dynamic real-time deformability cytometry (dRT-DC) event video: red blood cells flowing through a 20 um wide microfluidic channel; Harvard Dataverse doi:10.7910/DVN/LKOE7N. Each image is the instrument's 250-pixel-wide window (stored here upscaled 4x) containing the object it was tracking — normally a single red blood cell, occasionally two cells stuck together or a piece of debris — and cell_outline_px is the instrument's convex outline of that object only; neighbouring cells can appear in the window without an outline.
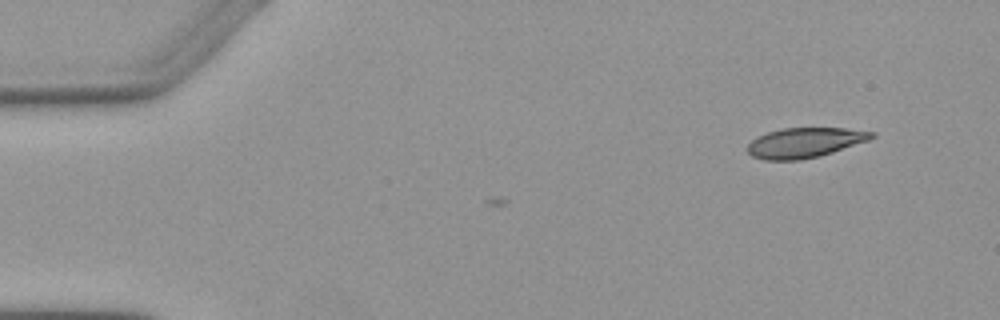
{"species": "Egyptian fruit bat (a non-hibernating species)", "species_latin": "Rousettus aegyptiacus", "temperature_condition": "warm", "stored_images_in_passage": 2, "camera_frame_rate_fps": 3000, "um_per_image_px": 0.085, "animal": {"sex": "female"}, "frame": {"image": 1, "passage_image": 2, "time_ms": 1.333, "image_size_px": [1000, 320], "cell_outline_px": [[876, 136], [868, 140], [820, 156], [800, 160], [764, 160], [752, 156], [748, 152], [748, 144], [756, 136], [768, 132], [784, 128], [844, 128], [876, 132]], "centroid_in_image_um": [68.39, 12.12], "position_along_channel_um": 16.6, "area_um2": 21.62}}